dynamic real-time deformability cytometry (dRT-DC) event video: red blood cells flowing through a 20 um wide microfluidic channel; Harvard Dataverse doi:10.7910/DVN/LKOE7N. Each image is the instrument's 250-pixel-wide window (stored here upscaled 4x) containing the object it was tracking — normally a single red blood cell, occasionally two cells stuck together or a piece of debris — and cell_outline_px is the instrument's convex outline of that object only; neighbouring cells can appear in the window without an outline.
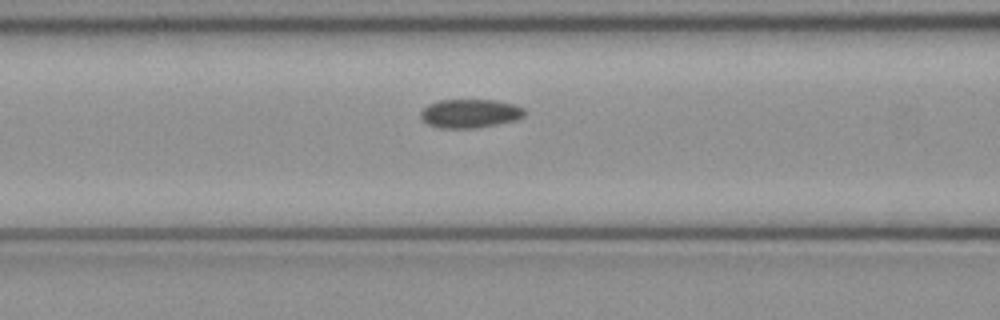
{"species": "common noctule bat (a hibernating species)", "species_latin": "Nyctalus noctula", "temperature_condition": "cold", "stored_images_in_passage": 15, "camera_frame_rate_fps": 3000, "um_per_image_px": 0.085, "animal": {"sex": "female", "body_mass_g": 21.9}, "frame": {"image": 1, "passage_image": 13, "time_ms": 4.0, "image_size_px": [1000, 320], "cell_outline_px": [[524, 116], [516, 120], [496, 124], [472, 128], [440, 128], [428, 124], [420, 116], [420, 112], [428, 104], [440, 100], [496, 100], [512, 104], [524, 108]], "centroid_in_image_um": [39.94, 9.64], "position_along_channel_um": 126.7, "area_um2": 17.22}}